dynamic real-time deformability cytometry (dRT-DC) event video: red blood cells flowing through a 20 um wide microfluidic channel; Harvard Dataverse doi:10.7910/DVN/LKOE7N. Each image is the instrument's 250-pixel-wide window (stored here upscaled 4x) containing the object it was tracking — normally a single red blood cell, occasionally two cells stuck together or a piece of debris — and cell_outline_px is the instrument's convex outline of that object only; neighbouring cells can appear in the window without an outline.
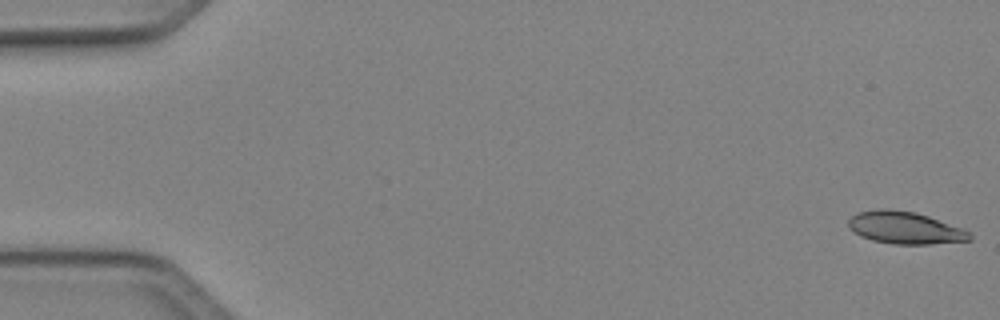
{"species": "Egyptian fruit bat (a non-hibernating species)", "species_latin": "Rousettus aegyptiacus", "temperature_condition": "cold", "stored_images_in_passage": 50, "camera_frame_rate_fps": 3000, "um_per_image_px": 0.085, "animal": {"sex": "female"}, "frame": {"image": 1, "passage_image": 1, "time_ms": 0.0, "image_size_px": [1000, 320], "cell_outline_px": [[972, 240], [928, 244], [892, 244], [872, 240], [860, 236], [848, 224], [848, 220], [852, 216], [860, 212], [880, 208], [888, 208], [916, 212], [964, 228], [972, 232]], "centroid_in_image_um": [76.98, 19.36], "position_along_channel_um": 8.0, "area_um2": 22.83}}
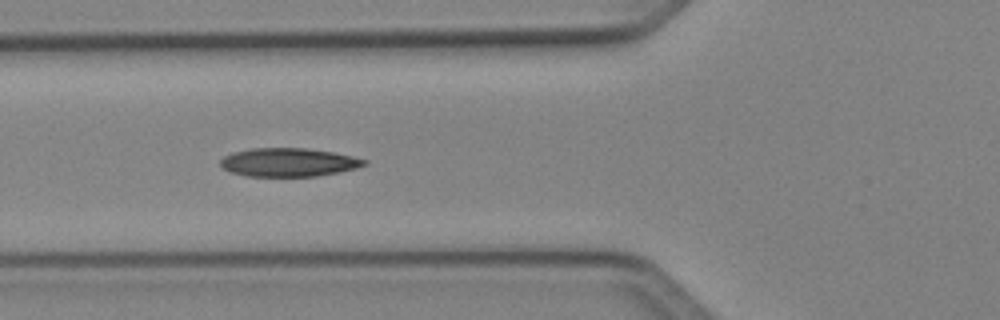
{"frame": {"image": 2, "passage_image": 19, "time_ms": 6.0, "image_size_px": [1000, 320], "cell_outline_px": [[368, 164], [356, 168], [340, 172], [316, 176], [244, 176], [220, 168], [220, 160], [224, 156], [232, 152], [252, 148], [304, 148], [332, 152], [352, 156], [368, 160]], "centroid_in_image_um": [24.51, 13.8], "position_along_channel_um": 101.3, "area_um2": 23.99}}
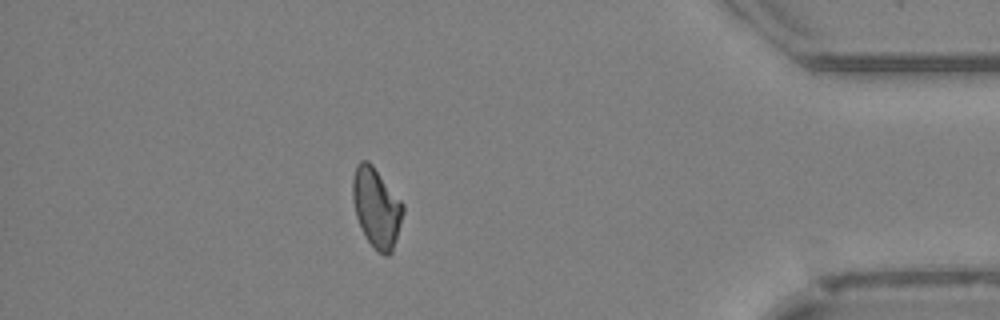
{"frame": {"image": 3, "passage_image": 44, "time_ms": 14.333, "image_size_px": [1000, 320], "cell_outline_px": [[404, 212], [392, 252], [388, 256], [384, 256], [376, 252], [364, 236], [356, 216], [352, 196], [352, 180], [356, 164], [360, 160], [368, 160], [372, 164], [404, 204]], "centroid_in_image_um": [31.99, 17.66], "position_along_channel_um": 403.2, "area_um2": 23.58}, "authors_computed_cell_mechanics": {"area_um2": 23.2356, "velocity_mm_per_s": 4.1065, "shape_relaxation_time_tau1_ms": 5.6603, "shape_relaxation_time_tau2_ms": 5.5701, "deformation_change_tau1": 0.1376, "deformation_change_tau2": 0.1215}}